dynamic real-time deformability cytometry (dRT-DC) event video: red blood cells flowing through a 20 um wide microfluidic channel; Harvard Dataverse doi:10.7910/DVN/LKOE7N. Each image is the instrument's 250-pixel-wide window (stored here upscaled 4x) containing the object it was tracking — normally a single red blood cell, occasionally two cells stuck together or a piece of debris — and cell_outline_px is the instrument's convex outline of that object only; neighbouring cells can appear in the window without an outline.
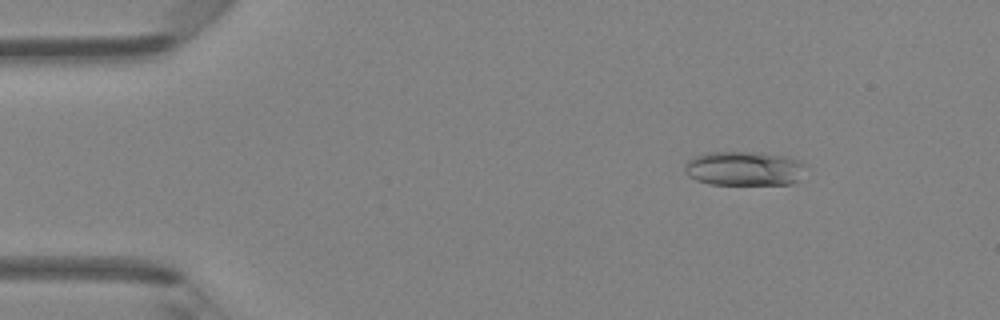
{"species": "Egyptian fruit bat (a non-hibernating species)", "species_latin": "Rousettus aegyptiacus", "temperature_condition": "room temperature", "stored_images_in_passage": 5, "camera_frame_rate_fps": 3000, "um_per_image_px": 0.085, "animal": {"sex": "female"}, "frame": {"image": 1, "passage_image": 5, "time_ms": 1.333, "image_size_px": [1000, 320], "cell_outline_px": [[804, 164], [796, 180], [792, 184], [712, 184], [696, 180], [688, 176], [684, 168], [688, 160], [696, 156], [708, 152], [764, 152], [784, 156], [800, 160]], "centroid_in_image_um": [63.21, 14.31], "position_along_channel_um": 21.8, "area_um2": 23.93}}